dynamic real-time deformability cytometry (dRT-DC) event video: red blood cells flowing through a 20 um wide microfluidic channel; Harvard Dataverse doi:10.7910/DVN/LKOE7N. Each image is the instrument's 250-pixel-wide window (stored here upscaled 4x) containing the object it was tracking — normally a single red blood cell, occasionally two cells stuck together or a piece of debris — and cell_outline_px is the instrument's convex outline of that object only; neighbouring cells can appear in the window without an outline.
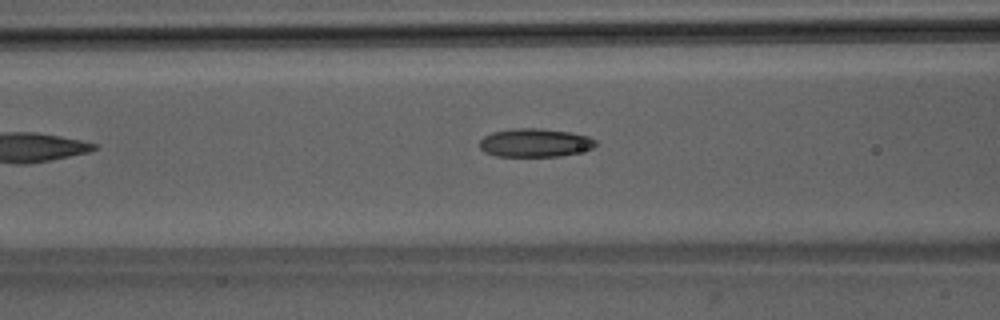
{"species": "Egyptian fruit bat (a non-hibernating species)", "species_latin": "Rousettus aegyptiacus", "temperature_condition": "room temperature", "stored_images_in_passage": 36, "camera_frame_rate_fps": 3000, "um_per_image_px": 0.085, "animal": {"sex": "male"}, "frame": {"image": 1, "passage_image": 6, "time_ms": 1.667, "image_size_px": [1000, 320], "cell_outline_px": [[596, 144], [592, 148], [560, 156], [496, 156], [484, 152], [480, 148], [480, 140], [484, 136], [492, 132], [512, 128], [540, 128], [568, 132], [588, 136], [596, 140]], "centroid_in_image_um": [45.43, 12.13], "position_along_channel_um": 121.2, "area_um2": 19.13}}
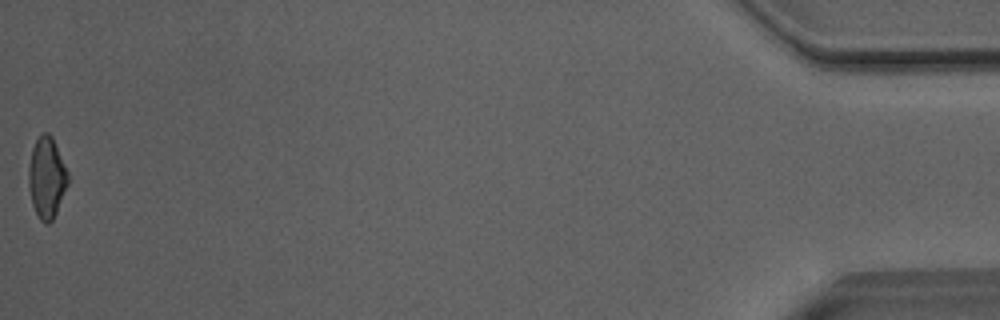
{"frame": {"image": 2, "passage_image": 36, "time_ms": 11.667, "image_size_px": [1000, 320], "cell_outline_px": [[68, 184], [56, 212], [52, 220], [48, 224], [44, 224], [40, 220], [32, 204], [28, 184], [28, 168], [32, 148], [36, 140], [44, 132], [48, 132], [52, 136], [68, 172]], "centroid_in_image_um": [3.96, 15.1], "position_along_channel_um": 431.2, "area_um2": 18.5}, "authors_computed_cell_mechanics": {"area_um2": 18.9295, "velocity_mm_per_s": 4.0872, "shape_relaxation_time_tau1_ms": 5.9255, "shape_relaxation_time_tau2_ms": 3.0088, "deformation_change_tau1": 0.1649, "deformation_change_tau2": 0.1093}}